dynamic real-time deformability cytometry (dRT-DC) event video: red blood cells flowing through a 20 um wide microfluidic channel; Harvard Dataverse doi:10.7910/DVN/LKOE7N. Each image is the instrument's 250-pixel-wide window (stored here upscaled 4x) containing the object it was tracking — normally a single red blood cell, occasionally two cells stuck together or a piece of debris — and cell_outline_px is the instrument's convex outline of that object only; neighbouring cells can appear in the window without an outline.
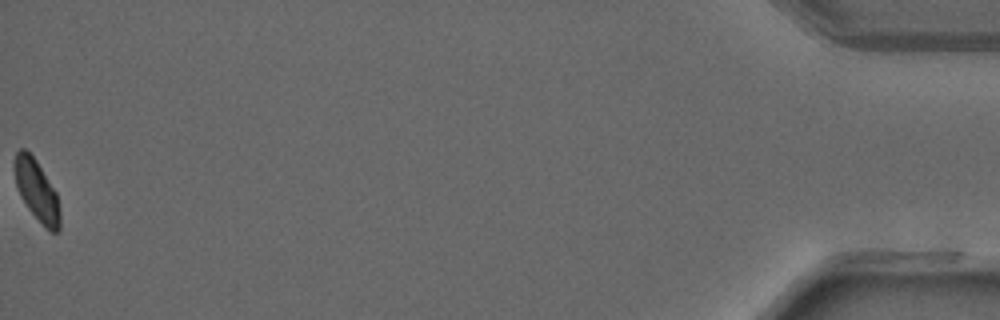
{"species": "common noctule bat (a hibernating species)", "species_latin": "Nyctalus noctula", "temperature_condition": "warm", "stored_images_in_passage": 50, "camera_frame_rate_fps": 3000, "um_per_image_px": 0.085, "animal": {"sex": "male", "forearm_length_mm": 52.5}, "frame": {"image": 1, "passage_image": 50, "time_ms": 16.333, "image_size_px": [1000, 320], "cell_outline_px": [[60, 232], [52, 232], [28, 208], [16, 184], [16, 152], [20, 148], [24, 148], [36, 160], [56, 192], [60, 212]], "centroid_in_image_um": [3.17, 16.2], "position_along_channel_um": 432.0, "area_um2": 15.32}, "authors_computed_cell_mechanics": {"area_um2": 17.34, "velocity_mm_per_s": 4.1727, "shape_relaxation_time_tau1_ms": 4.1677, "shape_relaxation_time_tau2_ms": 2.1274, "deformation_change_tau1": 0.1303, "deformation_change_tau2": 0.0333}}